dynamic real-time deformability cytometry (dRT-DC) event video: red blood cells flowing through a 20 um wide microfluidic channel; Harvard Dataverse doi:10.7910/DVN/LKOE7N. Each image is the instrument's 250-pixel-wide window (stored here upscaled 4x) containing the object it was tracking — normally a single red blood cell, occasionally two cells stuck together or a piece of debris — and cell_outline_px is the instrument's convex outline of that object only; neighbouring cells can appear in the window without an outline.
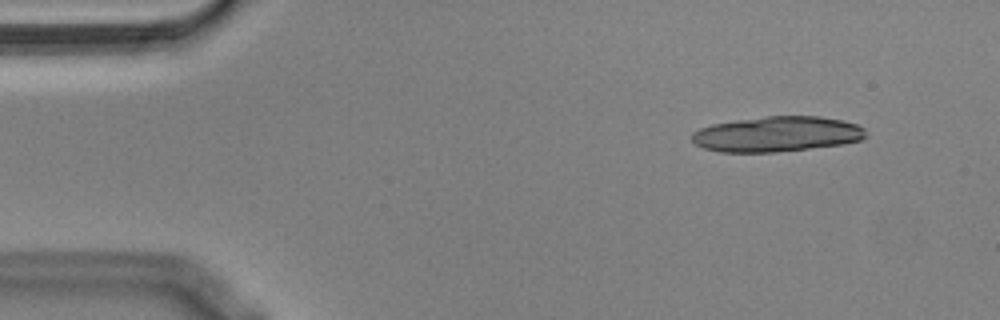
{"species": "Egyptian fruit bat (a non-hibernating species)", "species_latin": "Rousettus aegyptiacus", "temperature_condition": "cold", "stored_images_in_passage": 13, "camera_frame_rate_fps": 3000, "um_per_image_px": 0.085, "animal": {"sex": "male"}, "frame": {"image": 1, "passage_image": 1, "time_ms": 0.0, "image_size_px": [1000, 320], "cell_outline_px": [[868, 136], [860, 140], [840, 144], [776, 152], [720, 152], [704, 148], [696, 144], [692, 140], [692, 132], [700, 128], [712, 124], [736, 120], [768, 116], [820, 116], [840, 120], [856, 124], [864, 128]], "centroid_in_image_um": [66.03, 11.39], "position_along_channel_um": 19.0, "area_um2": 35.6}}